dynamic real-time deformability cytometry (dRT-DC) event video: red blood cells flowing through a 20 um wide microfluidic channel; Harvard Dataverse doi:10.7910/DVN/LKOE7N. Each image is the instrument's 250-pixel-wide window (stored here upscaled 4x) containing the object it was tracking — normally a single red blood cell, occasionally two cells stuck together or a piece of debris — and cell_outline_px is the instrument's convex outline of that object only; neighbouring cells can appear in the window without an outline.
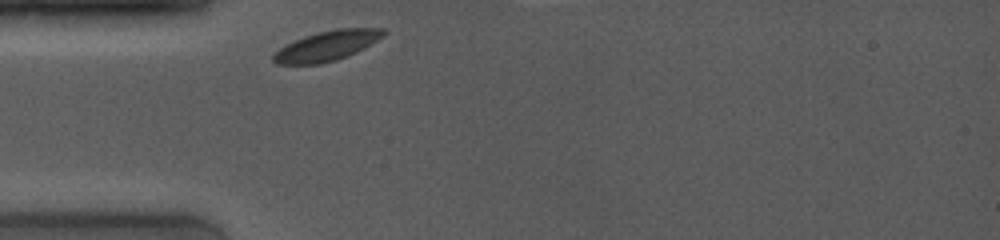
{"species": "common noctule bat (a hibernating species)", "species_latin": "Nyctalus noctula", "temperature_condition": "room temperature", "stored_images_in_passage": 16, "camera_frame_rate_fps": 4000, "um_per_image_px": 0.085, "animal": {"sex": "female", "body_mass_g": 19.0, "forearm_length_mm": 53.3}, "frame": {"image": 1, "passage_image": 1, "time_ms": 0.0, "image_size_px": [1000, 240], "cell_outline_px": [[388, 32], [384, 36], [364, 48], [348, 56], [336, 60], [320, 64], [276, 64], [272, 60], [272, 56], [280, 48], [304, 36], [336, 28], [384, 28]], "centroid_in_image_um": [27.83, 3.89], "position_along_channel_um": 57.2, "area_um2": 19.13}}
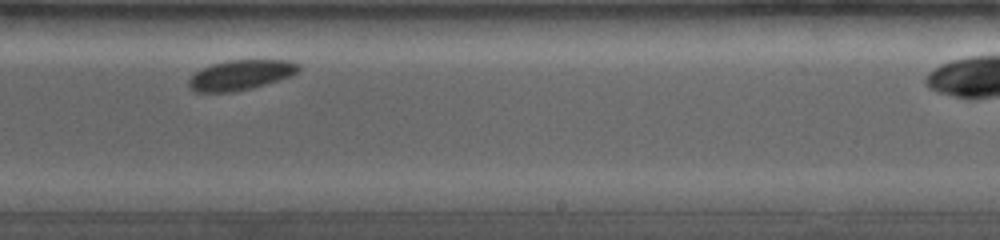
{"frame": {"image": 2, "passage_image": 10, "time_ms": 5.75, "image_size_px": [1000, 240], "cell_outline_px": [[300, 72], [292, 76], [252, 88], [232, 92], [196, 92], [188, 88], [188, 80], [196, 72], [212, 64], [228, 60], [288, 60], [300, 64]], "centroid_in_image_um": [20.49, 6.38], "position_along_channel_um": 268.5, "area_um2": 19.31}}
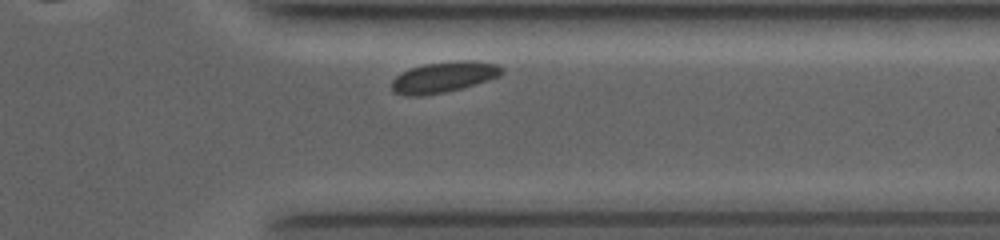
{"frame": {"image": 3, "passage_image": 15, "time_ms": 8.5, "image_size_px": [1000, 240], "cell_outline_px": [[504, 72], [500, 76], [488, 80], [460, 88], [444, 92], [420, 96], [408, 96], [392, 92], [392, 80], [396, 76], [412, 68], [424, 64], [456, 60], [476, 60], [496, 64], [504, 68]], "centroid_in_image_um": [37.74, 6.54], "position_along_channel_um": 373.7, "area_um2": 19.71}}